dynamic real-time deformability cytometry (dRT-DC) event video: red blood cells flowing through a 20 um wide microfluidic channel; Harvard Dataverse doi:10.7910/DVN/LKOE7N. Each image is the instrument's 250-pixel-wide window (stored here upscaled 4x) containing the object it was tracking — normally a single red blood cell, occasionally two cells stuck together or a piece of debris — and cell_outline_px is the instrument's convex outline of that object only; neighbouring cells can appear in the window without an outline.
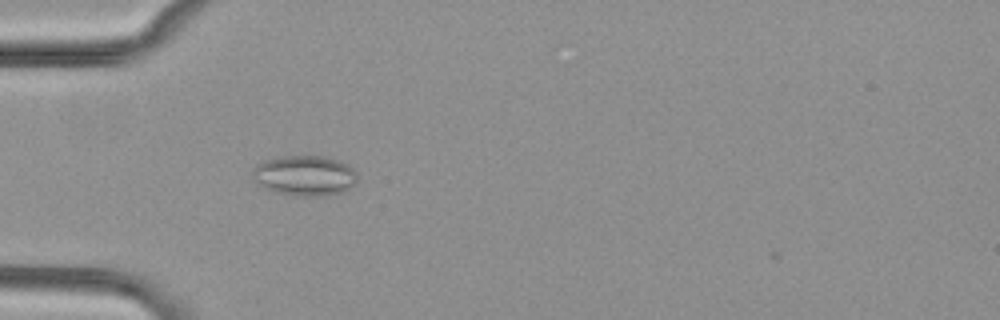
{"species": "common noctule bat (a hibernating species)", "species_latin": "Nyctalus noctula", "temperature_condition": "cold", "stored_images_in_passage": 2, "camera_frame_rate_fps": 3000, "um_per_image_px": 0.085, "animal": {"sex": "female", "body_mass_g": 29.2, "forearm_length_mm": 56.3}, "frame": {"image": 1, "passage_image": 1, "time_ms": 0.0, "image_size_px": [1000, 320], "cell_outline_px": [[356, 184], [340, 192], [320, 196], [300, 196], [276, 192], [264, 188], [256, 184], [252, 180], [252, 168], [256, 164], [264, 160], [280, 156], [324, 156], [340, 160], [348, 164], [356, 172]], "centroid_in_image_um": [25.85, 14.91], "position_along_channel_um": 59.1, "area_um2": 24.85}}